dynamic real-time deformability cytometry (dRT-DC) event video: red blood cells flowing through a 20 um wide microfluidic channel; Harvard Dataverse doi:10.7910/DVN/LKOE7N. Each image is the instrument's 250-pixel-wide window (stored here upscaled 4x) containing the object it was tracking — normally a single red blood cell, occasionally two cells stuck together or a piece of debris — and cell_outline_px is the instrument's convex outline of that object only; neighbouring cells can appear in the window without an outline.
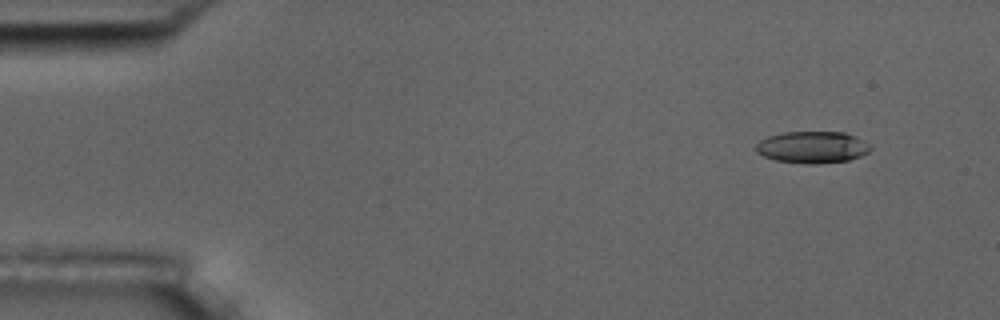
{"species": "common noctule bat (a hibernating species)", "species_latin": "Nyctalus noctula", "temperature_condition": "room temperature", "stored_images_in_passage": 5, "camera_frame_rate_fps": 3000, "um_per_image_px": 0.085, "animal": {"sex": "male", "body_mass_g": 17.5, "forearm_length_mm": 52.3}, "frame": {"image": 1, "passage_image": 2, "time_ms": 1.333, "image_size_px": [1000, 320], "cell_outline_px": [[872, 148], [868, 152], [860, 156], [848, 160], [816, 164], [808, 164], [776, 160], [764, 156], [756, 152], [756, 144], [760, 140], [768, 136], [784, 132], [844, 132], [856, 136], [868, 144]], "centroid_in_image_um": [69.04, 12.51], "position_along_channel_um": 16.0, "area_um2": 21.15}}
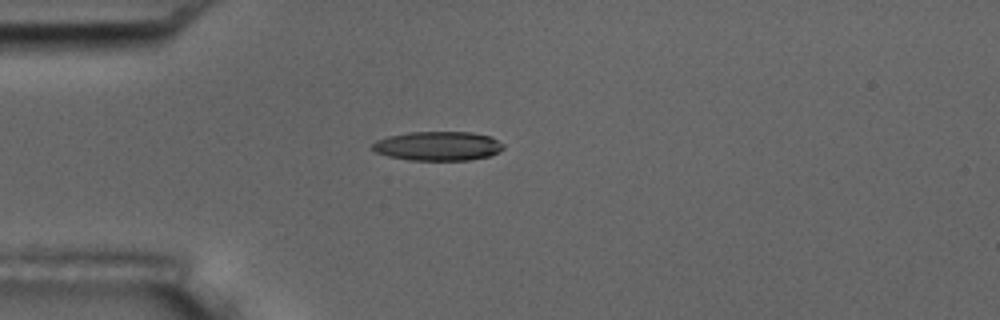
{"frame": {"image": 2, "passage_image": 5, "time_ms": 4.667, "image_size_px": [1000, 320], "cell_outline_px": [[504, 148], [500, 152], [488, 156], [468, 160], [408, 160], [388, 156], [376, 152], [372, 148], [372, 144], [376, 140], [388, 136], [408, 132], [472, 132], [492, 136], [504, 144]], "centroid_in_image_um": [37.25, 12.4], "position_along_channel_um": 47.8, "area_um2": 22.43}}